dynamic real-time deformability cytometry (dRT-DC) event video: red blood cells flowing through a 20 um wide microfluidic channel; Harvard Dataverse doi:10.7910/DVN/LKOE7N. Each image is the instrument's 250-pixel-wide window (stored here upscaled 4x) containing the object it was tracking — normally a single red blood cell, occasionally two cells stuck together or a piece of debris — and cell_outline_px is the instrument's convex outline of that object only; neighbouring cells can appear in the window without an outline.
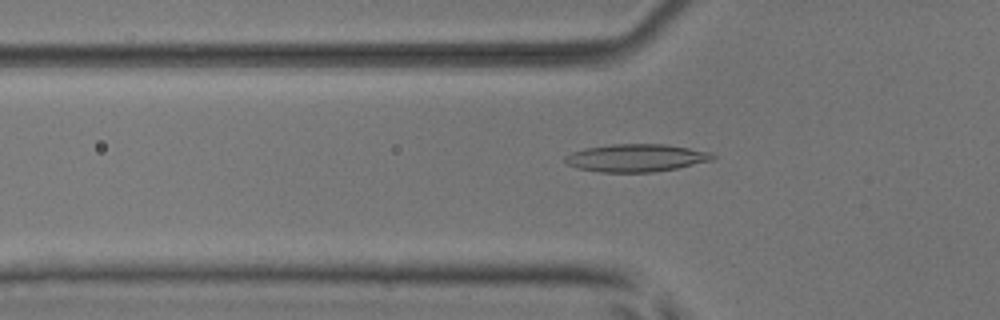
{"species": "common noctule bat (a hibernating species)", "species_latin": "Nyctalus noctula", "temperature_condition": "room temperature", "stored_images_in_passage": 52, "camera_frame_rate_fps": 3000, "um_per_image_px": 0.085, "animal": {"sex": "male", "body_mass_g": 17.9, "forearm_length_mm": 54.2}, "frame": {"image": 1, "passage_image": 18, "time_ms": 5.667, "image_size_px": [1000, 320], "cell_outline_px": [[716, 156], [712, 160], [676, 168], [652, 172], [600, 172], [580, 168], [564, 164], [564, 156], [572, 152], [584, 148], [612, 144], [664, 144], [712, 152]], "centroid_in_image_um": [54.04, 13.41], "position_along_channel_um": 71.8, "area_um2": 23.76}}
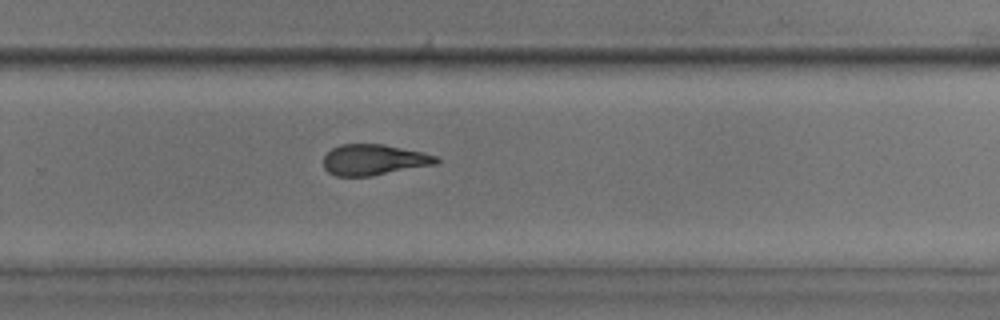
{"frame": {"image": 2, "passage_image": 35, "time_ms": 11.333, "image_size_px": [1000, 320], "cell_outline_px": [[440, 160], [436, 164], [372, 176], [336, 176], [328, 172], [324, 168], [324, 156], [332, 148], [340, 144], [384, 144], [440, 156]], "centroid_in_image_um": [31.79, 13.58], "position_along_channel_um": 298.0, "area_um2": 20.35}}
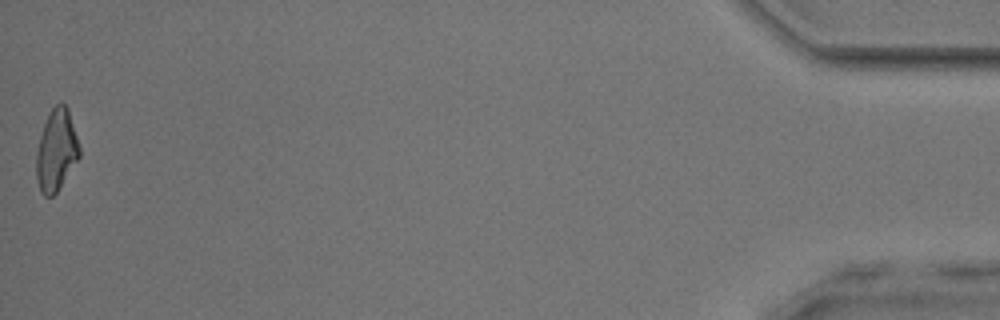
{"frame": {"image": 3, "passage_image": 52, "time_ms": 17.0, "image_size_px": [1000, 320], "cell_outline_px": [[80, 156], [56, 192], [52, 196], [44, 196], [40, 192], [36, 180], [36, 152], [40, 136], [44, 124], [52, 108], [56, 104], [64, 104], [68, 108], [80, 148]], "centroid_in_image_um": [4.77, 12.79], "position_along_channel_um": 430.4, "area_um2": 20.23}, "authors_computed_cell_mechanics": {"area_um2": 21.2704, "velocity_mm_per_s": 3.9978, "shape_relaxation_time_tau1_ms": 2.538, "shape_relaxation_time_tau2_ms": 2.1257, "deformation_change_tau1": 0.1365, "deformation_change_tau2": 0.1222}}